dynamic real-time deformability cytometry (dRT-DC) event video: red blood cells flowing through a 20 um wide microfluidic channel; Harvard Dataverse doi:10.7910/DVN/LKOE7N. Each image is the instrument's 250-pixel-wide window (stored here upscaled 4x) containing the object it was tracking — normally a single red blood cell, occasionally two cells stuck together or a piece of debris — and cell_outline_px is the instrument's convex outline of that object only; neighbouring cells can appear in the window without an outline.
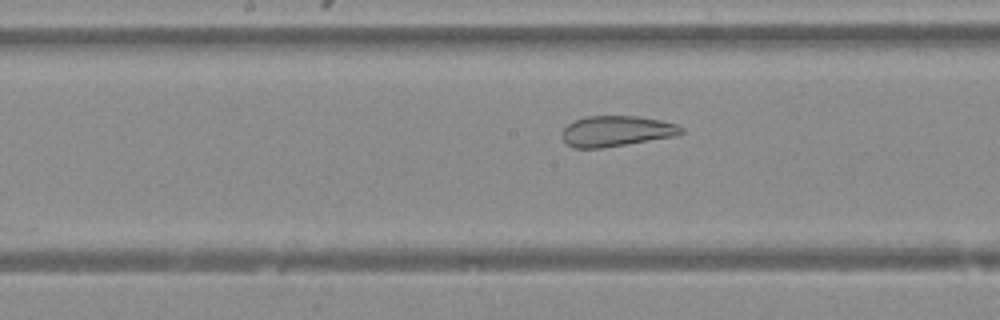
{"species": "Egyptian fruit bat (a non-hibernating species)", "species_latin": "Rousettus aegyptiacus", "temperature_condition": "warm", "stored_images_in_passage": 31, "camera_frame_rate_fps": 3000, "um_per_image_px": 0.085, "animal": {"sex": "female"}, "frame": {"image": 1, "passage_image": 24, "time_ms": 7.667, "image_size_px": [1000, 320], "cell_outline_px": [[684, 132], [676, 136], [600, 148], [572, 148], [560, 136], [560, 132], [572, 120], [584, 116], [636, 116], [660, 120], [676, 124], [684, 128]], "centroid_in_image_um": [52.35, 11.14], "position_along_channel_um": 195.8, "area_um2": 21.39}}
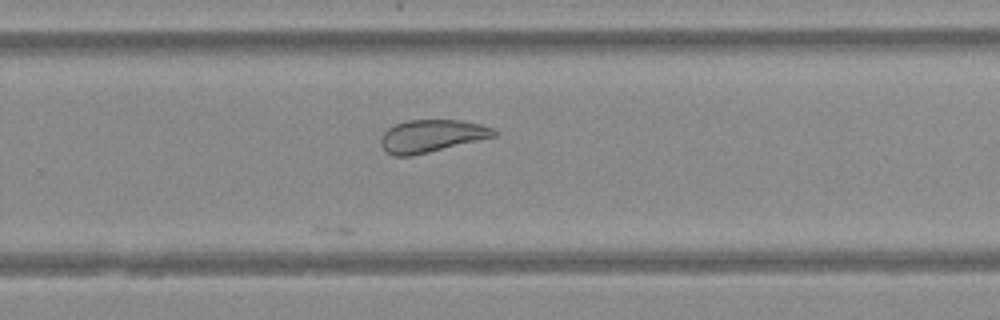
{"frame": {"image": 2, "passage_image": 31, "time_ms": 10.0, "image_size_px": [1000, 320], "cell_outline_px": [[496, 136], [412, 156], [392, 156], [384, 152], [380, 144], [380, 136], [388, 128], [396, 124], [408, 120], [460, 120], [480, 124], [492, 128], [496, 132]], "centroid_in_image_um": [36.62, 11.57], "position_along_channel_um": 293.2, "area_um2": 21.44}}